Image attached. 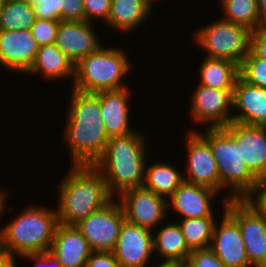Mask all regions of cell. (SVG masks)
I'll use <instances>...</instances> for the list:
<instances>
[{
	"label": "cell",
	"instance_id": "4dcf8cb0",
	"mask_svg": "<svg viewBox=\"0 0 266 267\" xmlns=\"http://www.w3.org/2000/svg\"><path fill=\"white\" fill-rule=\"evenodd\" d=\"M59 24V20H43L36 18L30 31L39 47L56 42Z\"/></svg>",
	"mask_w": 266,
	"mask_h": 267
},
{
	"label": "cell",
	"instance_id": "836d02e7",
	"mask_svg": "<svg viewBox=\"0 0 266 267\" xmlns=\"http://www.w3.org/2000/svg\"><path fill=\"white\" fill-rule=\"evenodd\" d=\"M60 21L83 22L85 11L82 0H58Z\"/></svg>",
	"mask_w": 266,
	"mask_h": 267
},
{
	"label": "cell",
	"instance_id": "9a60e30c",
	"mask_svg": "<svg viewBox=\"0 0 266 267\" xmlns=\"http://www.w3.org/2000/svg\"><path fill=\"white\" fill-rule=\"evenodd\" d=\"M219 194L210 187L183 181L167 199V212H177L174 220L178 215L176 220L217 216L212 202L219 200Z\"/></svg>",
	"mask_w": 266,
	"mask_h": 267
},
{
	"label": "cell",
	"instance_id": "d6a6232c",
	"mask_svg": "<svg viewBox=\"0 0 266 267\" xmlns=\"http://www.w3.org/2000/svg\"><path fill=\"white\" fill-rule=\"evenodd\" d=\"M182 267H225L210 249L193 250Z\"/></svg>",
	"mask_w": 266,
	"mask_h": 267
},
{
	"label": "cell",
	"instance_id": "74e56055",
	"mask_svg": "<svg viewBox=\"0 0 266 267\" xmlns=\"http://www.w3.org/2000/svg\"><path fill=\"white\" fill-rule=\"evenodd\" d=\"M86 267H122L112 252H92Z\"/></svg>",
	"mask_w": 266,
	"mask_h": 267
},
{
	"label": "cell",
	"instance_id": "f35d334b",
	"mask_svg": "<svg viewBox=\"0 0 266 267\" xmlns=\"http://www.w3.org/2000/svg\"><path fill=\"white\" fill-rule=\"evenodd\" d=\"M250 50L258 58L266 60V38L262 37L256 30L251 31Z\"/></svg>",
	"mask_w": 266,
	"mask_h": 267
},
{
	"label": "cell",
	"instance_id": "44dd1931",
	"mask_svg": "<svg viewBox=\"0 0 266 267\" xmlns=\"http://www.w3.org/2000/svg\"><path fill=\"white\" fill-rule=\"evenodd\" d=\"M233 111L232 122L265 126L266 89L251 85L239 76L233 91Z\"/></svg>",
	"mask_w": 266,
	"mask_h": 267
},
{
	"label": "cell",
	"instance_id": "ffe728a7",
	"mask_svg": "<svg viewBox=\"0 0 266 267\" xmlns=\"http://www.w3.org/2000/svg\"><path fill=\"white\" fill-rule=\"evenodd\" d=\"M169 219L168 217V221L165 220V223L163 222L156 229L152 230L155 256L153 258H158L157 265L159 267H182L186 263L191 251L186 245L178 222L170 221ZM156 255L159 257L156 258Z\"/></svg>",
	"mask_w": 266,
	"mask_h": 267
},
{
	"label": "cell",
	"instance_id": "d590c367",
	"mask_svg": "<svg viewBox=\"0 0 266 267\" xmlns=\"http://www.w3.org/2000/svg\"><path fill=\"white\" fill-rule=\"evenodd\" d=\"M245 200L260 214L266 217V177L257 180L253 191Z\"/></svg>",
	"mask_w": 266,
	"mask_h": 267
},
{
	"label": "cell",
	"instance_id": "30bf717a",
	"mask_svg": "<svg viewBox=\"0 0 266 267\" xmlns=\"http://www.w3.org/2000/svg\"><path fill=\"white\" fill-rule=\"evenodd\" d=\"M124 212L116 198L80 221L76 227L93 252H112L115 248Z\"/></svg>",
	"mask_w": 266,
	"mask_h": 267
},
{
	"label": "cell",
	"instance_id": "277c9868",
	"mask_svg": "<svg viewBox=\"0 0 266 267\" xmlns=\"http://www.w3.org/2000/svg\"><path fill=\"white\" fill-rule=\"evenodd\" d=\"M0 226V253L23 256L50 250L59 224L55 207L31 204Z\"/></svg>",
	"mask_w": 266,
	"mask_h": 267
},
{
	"label": "cell",
	"instance_id": "8d00e7d4",
	"mask_svg": "<svg viewBox=\"0 0 266 267\" xmlns=\"http://www.w3.org/2000/svg\"><path fill=\"white\" fill-rule=\"evenodd\" d=\"M24 261L34 262V267H63L58 259L49 251L43 253H27L22 257Z\"/></svg>",
	"mask_w": 266,
	"mask_h": 267
},
{
	"label": "cell",
	"instance_id": "7bdbcfd3",
	"mask_svg": "<svg viewBox=\"0 0 266 267\" xmlns=\"http://www.w3.org/2000/svg\"><path fill=\"white\" fill-rule=\"evenodd\" d=\"M256 31L262 36L266 38V18L259 20L258 27Z\"/></svg>",
	"mask_w": 266,
	"mask_h": 267
},
{
	"label": "cell",
	"instance_id": "e575fe53",
	"mask_svg": "<svg viewBox=\"0 0 266 267\" xmlns=\"http://www.w3.org/2000/svg\"><path fill=\"white\" fill-rule=\"evenodd\" d=\"M32 6L36 18L60 21V7L58 0H34Z\"/></svg>",
	"mask_w": 266,
	"mask_h": 267
},
{
	"label": "cell",
	"instance_id": "d6986e66",
	"mask_svg": "<svg viewBox=\"0 0 266 267\" xmlns=\"http://www.w3.org/2000/svg\"><path fill=\"white\" fill-rule=\"evenodd\" d=\"M95 94L100 100L101 119L109 138L124 136L137 131V128L131 124L130 118L132 115L130 114V103L133 102L131 100L133 93L130 87Z\"/></svg>",
	"mask_w": 266,
	"mask_h": 267
},
{
	"label": "cell",
	"instance_id": "8fae6325",
	"mask_svg": "<svg viewBox=\"0 0 266 267\" xmlns=\"http://www.w3.org/2000/svg\"><path fill=\"white\" fill-rule=\"evenodd\" d=\"M116 199L122 207L125 220L150 230L165 222L169 215L173 217L167 212V199L143 186L128 189Z\"/></svg>",
	"mask_w": 266,
	"mask_h": 267
},
{
	"label": "cell",
	"instance_id": "5bb4252c",
	"mask_svg": "<svg viewBox=\"0 0 266 267\" xmlns=\"http://www.w3.org/2000/svg\"><path fill=\"white\" fill-rule=\"evenodd\" d=\"M223 211L216 220L210 249L225 267H252L238 222L225 210L227 202H222Z\"/></svg>",
	"mask_w": 266,
	"mask_h": 267
},
{
	"label": "cell",
	"instance_id": "3957f363",
	"mask_svg": "<svg viewBox=\"0 0 266 267\" xmlns=\"http://www.w3.org/2000/svg\"><path fill=\"white\" fill-rule=\"evenodd\" d=\"M142 133L144 131L138 129L124 136L109 138L103 155L94 164L102 173L113 198L128 189L143 186L145 164L150 152L148 138Z\"/></svg>",
	"mask_w": 266,
	"mask_h": 267
},
{
	"label": "cell",
	"instance_id": "ab89813d",
	"mask_svg": "<svg viewBox=\"0 0 266 267\" xmlns=\"http://www.w3.org/2000/svg\"><path fill=\"white\" fill-rule=\"evenodd\" d=\"M9 191H8V189L6 190V187L3 189V187L1 188L0 187V219H2V217L4 216V214L3 213H6L5 215H7V213H11L12 212V209H14L13 207H8L9 205H7V204H9L8 203V198H11V196H10V192L8 193ZM8 196H10V197H8ZM0 222H2L1 220H0ZM0 225H1V223H0Z\"/></svg>",
	"mask_w": 266,
	"mask_h": 267
},
{
	"label": "cell",
	"instance_id": "8992f818",
	"mask_svg": "<svg viewBox=\"0 0 266 267\" xmlns=\"http://www.w3.org/2000/svg\"><path fill=\"white\" fill-rule=\"evenodd\" d=\"M186 130H196L209 143L218 166L222 202L245 199L253 191L258 179L245 165L235 138L224 127ZM226 192L227 195L222 196Z\"/></svg>",
	"mask_w": 266,
	"mask_h": 267
},
{
	"label": "cell",
	"instance_id": "7402d4cb",
	"mask_svg": "<svg viewBox=\"0 0 266 267\" xmlns=\"http://www.w3.org/2000/svg\"><path fill=\"white\" fill-rule=\"evenodd\" d=\"M49 252L63 267H86L93 251L76 225L59 223Z\"/></svg>",
	"mask_w": 266,
	"mask_h": 267
},
{
	"label": "cell",
	"instance_id": "bcb514c9",
	"mask_svg": "<svg viewBox=\"0 0 266 267\" xmlns=\"http://www.w3.org/2000/svg\"><path fill=\"white\" fill-rule=\"evenodd\" d=\"M20 1L32 4L34 0H20Z\"/></svg>",
	"mask_w": 266,
	"mask_h": 267
},
{
	"label": "cell",
	"instance_id": "f1b7e54d",
	"mask_svg": "<svg viewBox=\"0 0 266 267\" xmlns=\"http://www.w3.org/2000/svg\"><path fill=\"white\" fill-rule=\"evenodd\" d=\"M36 20L32 4L7 0L0 9V30H30Z\"/></svg>",
	"mask_w": 266,
	"mask_h": 267
},
{
	"label": "cell",
	"instance_id": "7c38bea8",
	"mask_svg": "<svg viewBox=\"0 0 266 267\" xmlns=\"http://www.w3.org/2000/svg\"><path fill=\"white\" fill-rule=\"evenodd\" d=\"M185 135L184 181L210 187L221 195L218 166L209 143L196 130H189Z\"/></svg>",
	"mask_w": 266,
	"mask_h": 267
},
{
	"label": "cell",
	"instance_id": "b9f144b4",
	"mask_svg": "<svg viewBox=\"0 0 266 267\" xmlns=\"http://www.w3.org/2000/svg\"><path fill=\"white\" fill-rule=\"evenodd\" d=\"M260 20L266 18V0H257Z\"/></svg>",
	"mask_w": 266,
	"mask_h": 267
},
{
	"label": "cell",
	"instance_id": "ac0fdd59",
	"mask_svg": "<svg viewBox=\"0 0 266 267\" xmlns=\"http://www.w3.org/2000/svg\"><path fill=\"white\" fill-rule=\"evenodd\" d=\"M224 128L235 138L250 172L257 179L266 177V128L236 122Z\"/></svg>",
	"mask_w": 266,
	"mask_h": 267
},
{
	"label": "cell",
	"instance_id": "6da1fadb",
	"mask_svg": "<svg viewBox=\"0 0 266 267\" xmlns=\"http://www.w3.org/2000/svg\"><path fill=\"white\" fill-rule=\"evenodd\" d=\"M62 139L71 157L70 165H94L103 155L109 137L101 119L95 93L70 90Z\"/></svg>",
	"mask_w": 266,
	"mask_h": 267
},
{
	"label": "cell",
	"instance_id": "f546056e",
	"mask_svg": "<svg viewBox=\"0 0 266 267\" xmlns=\"http://www.w3.org/2000/svg\"><path fill=\"white\" fill-rule=\"evenodd\" d=\"M239 76L251 85L266 89V60L250 50L239 66Z\"/></svg>",
	"mask_w": 266,
	"mask_h": 267
},
{
	"label": "cell",
	"instance_id": "4316f807",
	"mask_svg": "<svg viewBox=\"0 0 266 267\" xmlns=\"http://www.w3.org/2000/svg\"><path fill=\"white\" fill-rule=\"evenodd\" d=\"M217 216L176 220L190 251L210 248Z\"/></svg>",
	"mask_w": 266,
	"mask_h": 267
},
{
	"label": "cell",
	"instance_id": "5b68a950",
	"mask_svg": "<svg viewBox=\"0 0 266 267\" xmlns=\"http://www.w3.org/2000/svg\"><path fill=\"white\" fill-rule=\"evenodd\" d=\"M110 46L102 45L75 64L74 80L72 85H69L70 88L84 93L127 88V83L123 80L133 73L131 70L134 71L130 52L127 55L122 46Z\"/></svg>",
	"mask_w": 266,
	"mask_h": 267
},
{
	"label": "cell",
	"instance_id": "f6af8a7d",
	"mask_svg": "<svg viewBox=\"0 0 266 267\" xmlns=\"http://www.w3.org/2000/svg\"><path fill=\"white\" fill-rule=\"evenodd\" d=\"M7 0H0V9L4 6Z\"/></svg>",
	"mask_w": 266,
	"mask_h": 267
},
{
	"label": "cell",
	"instance_id": "83f0119b",
	"mask_svg": "<svg viewBox=\"0 0 266 267\" xmlns=\"http://www.w3.org/2000/svg\"><path fill=\"white\" fill-rule=\"evenodd\" d=\"M219 16L224 20L247 27L250 31L257 29L259 24V12L257 0H219Z\"/></svg>",
	"mask_w": 266,
	"mask_h": 267
},
{
	"label": "cell",
	"instance_id": "52a82bcc",
	"mask_svg": "<svg viewBox=\"0 0 266 267\" xmlns=\"http://www.w3.org/2000/svg\"><path fill=\"white\" fill-rule=\"evenodd\" d=\"M193 32L195 45L206 52L205 57L228 59L240 66L250 51L251 31L221 17Z\"/></svg>",
	"mask_w": 266,
	"mask_h": 267
},
{
	"label": "cell",
	"instance_id": "7a4b0ae2",
	"mask_svg": "<svg viewBox=\"0 0 266 267\" xmlns=\"http://www.w3.org/2000/svg\"><path fill=\"white\" fill-rule=\"evenodd\" d=\"M69 166V171L56 186L55 209L59 223L77 225L113 197L107 190L102 173L94 165Z\"/></svg>",
	"mask_w": 266,
	"mask_h": 267
},
{
	"label": "cell",
	"instance_id": "9c48e42d",
	"mask_svg": "<svg viewBox=\"0 0 266 267\" xmlns=\"http://www.w3.org/2000/svg\"><path fill=\"white\" fill-rule=\"evenodd\" d=\"M225 210L238 222L252 267H266V217L245 199L228 200Z\"/></svg>",
	"mask_w": 266,
	"mask_h": 267
},
{
	"label": "cell",
	"instance_id": "cb8c5ba5",
	"mask_svg": "<svg viewBox=\"0 0 266 267\" xmlns=\"http://www.w3.org/2000/svg\"><path fill=\"white\" fill-rule=\"evenodd\" d=\"M28 77H40L49 81L62 82L72 80L75 75V64L54 44L40 46L33 61ZM49 80V81H48Z\"/></svg>",
	"mask_w": 266,
	"mask_h": 267
},
{
	"label": "cell",
	"instance_id": "ba28073f",
	"mask_svg": "<svg viewBox=\"0 0 266 267\" xmlns=\"http://www.w3.org/2000/svg\"><path fill=\"white\" fill-rule=\"evenodd\" d=\"M192 91L189 96L191 123L195 122L194 124L199 125V128L201 126L222 128L232 122L234 90H221L197 84Z\"/></svg>",
	"mask_w": 266,
	"mask_h": 267
},
{
	"label": "cell",
	"instance_id": "603a6c76",
	"mask_svg": "<svg viewBox=\"0 0 266 267\" xmlns=\"http://www.w3.org/2000/svg\"><path fill=\"white\" fill-rule=\"evenodd\" d=\"M153 10L155 6L148 0H111L109 19L104 26H107V30L109 28L110 31L113 29L116 33L121 32V35H130L131 30H137L139 26L146 24L153 16Z\"/></svg>",
	"mask_w": 266,
	"mask_h": 267
},
{
	"label": "cell",
	"instance_id": "1f68e13d",
	"mask_svg": "<svg viewBox=\"0 0 266 267\" xmlns=\"http://www.w3.org/2000/svg\"><path fill=\"white\" fill-rule=\"evenodd\" d=\"M85 11V21L95 23L99 20L103 25L108 21L111 0H82Z\"/></svg>",
	"mask_w": 266,
	"mask_h": 267
},
{
	"label": "cell",
	"instance_id": "4fadbf2b",
	"mask_svg": "<svg viewBox=\"0 0 266 267\" xmlns=\"http://www.w3.org/2000/svg\"><path fill=\"white\" fill-rule=\"evenodd\" d=\"M112 253L122 267H159L151 263L154 262L151 261L154 256L152 230L127 220L121 225Z\"/></svg>",
	"mask_w": 266,
	"mask_h": 267
},
{
	"label": "cell",
	"instance_id": "e0dca14e",
	"mask_svg": "<svg viewBox=\"0 0 266 267\" xmlns=\"http://www.w3.org/2000/svg\"><path fill=\"white\" fill-rule=\"evenodd\" d=\"M92 22L60 21L55 45L74 64L97 51L104 43Z\"/></svg>",
	"mask_w": 266,
	"mask_h": 267
},
{
	"label": "cell",
	"instance_id": "d4e9b609",
	"mask_svg": "<svg viewBox=\"0 0 266 267\" xmlns=\"http://www.w3.org/2000/svg\"><path fill=\"white\" fill-rule=\"evenodd\" d=\"M198 66V84L221 90H234L239 77V65L228 59L205 56Z\"/></svg>",
	"mask_w": 266,
	"mask_h": 267
},
{
	"label": "cell",
	"instance_id": "2e32d148",
	"mask_svg": "<svg viewBox=\"0 0 266 267\" xmlns=\"http://www.w3.org/2000/svg\"><path fill=\"white\" fill-rule=\"evenodd\" d=\"M39 46L30 30H0V66L25 76L32 68Z\"/></svg>",
	"mask_w": 266,
	"mask_h": 267
},
{
	"label": "cell",
	"instance_id": "60d3db41",
	"mask_svg": "<svg viewBox=\"0 0 266 267\" xmlns=\"http://www.w3.org/2000/svg\"><path fill=\"white\" fill-rule=\"evenodd\" d=\"M17 257V258H16ZM19 257L21 256H14V255H6L0 253V267H18Z\"/></svg>",
	"mask_w": 266,
	"mask_h": 267
},
{
	"label": "cell",
	"instance_id": "484cf974",
	"mask_svg": "<svg viewBox=\"0 0 266 267\" xmlns=\"http://www.w3.org/2000/svg\"><path fill=\"white\" fill-rule=\"evenodd\" d=\"M145 164L143 187L153 191L157 195L168 199L179 185L184 181L183 173L177 166L164 161H157Z\"/></svg>",
	"mask_w": 266,
	"mask_h": 267
},
{
	"label": "cell",
	"instance_id": "ee69618b",
	"mask_svg": "<svg viewBox=\"0 0 266 267\" xmlns=\"http://www.w3.org/2000/svg\"><path fill=\"white\" fill-rule=\"evenodd\" d=\"M152 5L155 6L156 3H159L161 0H148ZM159 1V2H158Z\"/></svg>",
	"mask_w": 266,
	"mask_h": 267
}]
</instances>
